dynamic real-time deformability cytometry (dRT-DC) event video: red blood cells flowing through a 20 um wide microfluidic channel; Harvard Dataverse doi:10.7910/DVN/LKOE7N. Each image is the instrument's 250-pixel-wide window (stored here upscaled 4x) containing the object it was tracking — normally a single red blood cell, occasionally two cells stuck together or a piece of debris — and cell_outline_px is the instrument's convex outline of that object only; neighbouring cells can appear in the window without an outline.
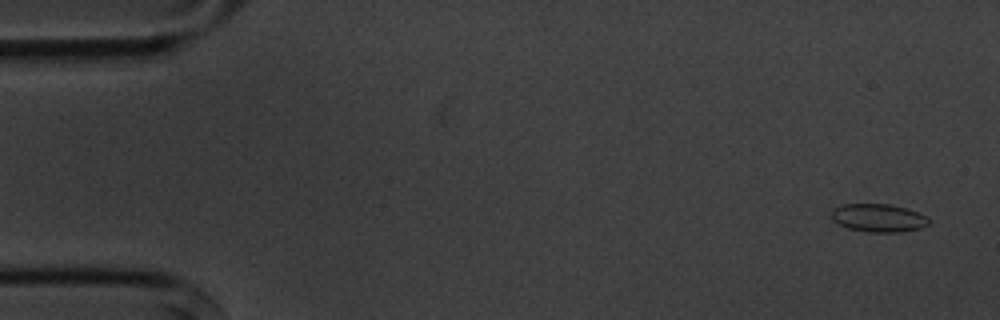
{"species": "common noctule bat (a hibernating species)", "species_latin": "Nyctalus noctula", "temperature_condition": "cold", "stored_images_in_passage": 5, "segment_of_instrument_passage": [1, 2], "camera_frame_rate_fps": 3000, "um_per_image_px": 0.085, "animal": {"sex": "male", "body_mass_g": 20.1, "forearm_length_mm": 53.5}, "frame": {"image": 1, "passage_image": 1, "time_ms": 0.0, "image_size_px": [1000, 320], "cell_outline_px": [[928, 224], [920, 228], [900, 232], [868, 232], [848, 228], [832, 220], [832, 208], [840, 204], [888, 204], [904, 208], [916, 212], [924, 216], [928, 220]], "centroid_in_image_um": [74.6, 18.52], "position_along_channel_um": 10.4, "area_um2": 15.72}}